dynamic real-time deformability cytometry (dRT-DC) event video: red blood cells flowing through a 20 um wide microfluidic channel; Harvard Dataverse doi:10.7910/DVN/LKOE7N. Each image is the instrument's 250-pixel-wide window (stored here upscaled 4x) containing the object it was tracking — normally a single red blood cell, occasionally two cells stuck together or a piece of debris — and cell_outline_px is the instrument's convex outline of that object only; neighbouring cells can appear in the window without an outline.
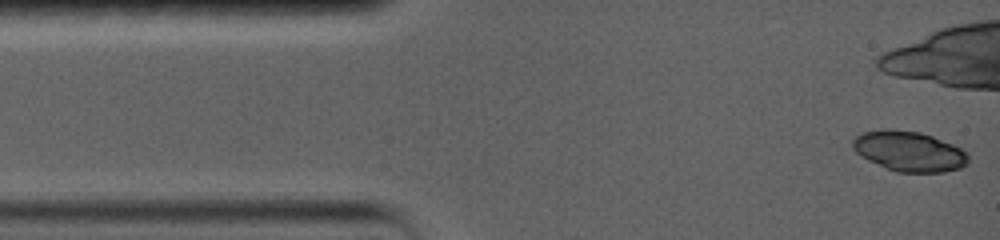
{"species": "common noctule bat (a hibernating species)", "species_latin": "Nyctalus noctula", "temperature_condition": "warm", "stored_images_in_passage": 3, "camera_frame_rate_fps": 5000, "um_per_image_px": 0.085, "animal": {"sex": "female", "body_mass_g": 19.0, "forearm_length_mm": 56.7}, "frame": {"image": 1, "passage_image": 1, "time_ms": 0.0, "image_size_px": [1000, 240], "cell_outline_px": [[968, 164], [960, 168], [944, 172], [896, 172], [868, 160], [860, 156], [852, 148], [852, 140], [856, 136], [864, 132], [888, 128], [920, 132], [932, 136], [952, 144], [960, 148], [968, 156]], "centroid_in_image_um": [77.25, 12.86], "position_along_channel_um": 7.7, "area_um2": 26.99}}